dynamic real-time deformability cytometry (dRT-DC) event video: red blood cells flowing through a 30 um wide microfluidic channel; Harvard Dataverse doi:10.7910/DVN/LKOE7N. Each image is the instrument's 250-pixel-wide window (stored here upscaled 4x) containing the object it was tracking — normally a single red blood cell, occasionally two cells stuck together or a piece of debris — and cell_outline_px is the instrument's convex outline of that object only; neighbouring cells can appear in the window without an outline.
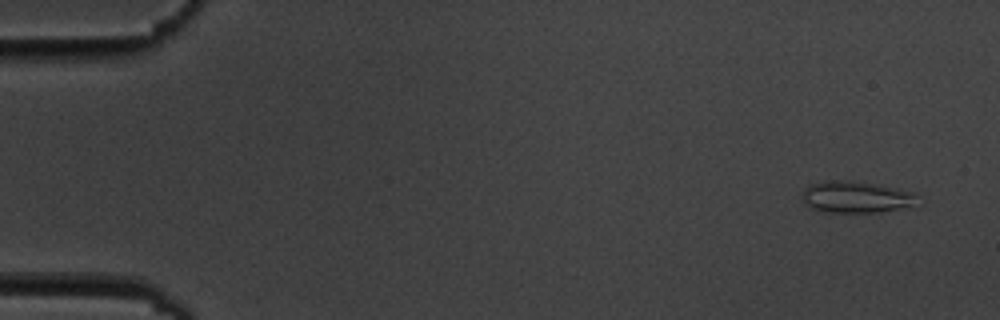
{"species": "common noctule bat (a hibernating species)", "species_latin": "Nyctalus noctula", "temperature_condition": "cold", "stored_images_in_passage": 5, "camera_frame_rate_fps": 3000, "um_per_image_px": 0.085, "animal": {"sex": "male", "body_mass_g": 19.5, "forearm_length_mm": 54.6}, "frame": {"image": 1, "passage_image": 1, "time_ms": 0.0, "image_size_px": [1000, 320], "cell_outline_px": [[916, 196], [908, 204], [896, 208], [880, 212], [824, 212], [812, 208], [804, 200], [804, 192], [808, 184], [824, 180], [848, 180], [896, 188], [916, 192]], "centroid_in_image_um": [72.66, 16.72], "position_along_channel_um": 12.3, "area_um2": 20.52}}
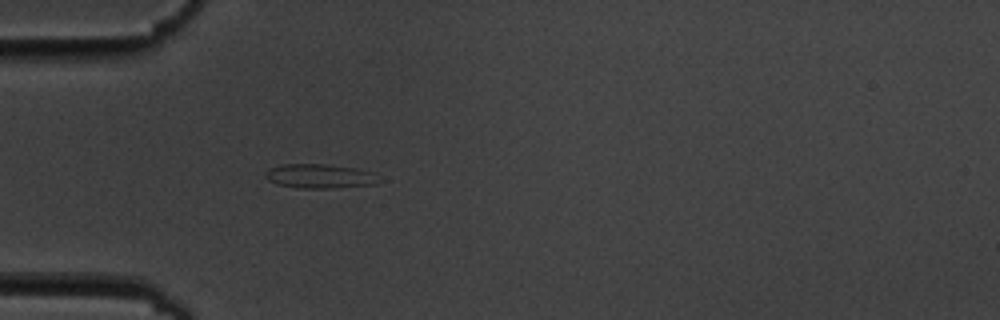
{"frame": {"image": 2, "passage_image": 5, "time_ms": 4.667, "image_size_px": [1000, 320], "cell_outline_px": [[376, 184], [328, 188], [300, 188], [276, 184], [268, 180], [264, 176], [264, 172], [268, 168], [284, 164], [324, 164], [356, 168], [372, 172]], "centroid_in_image_um": [27.05, 14.96], "position_along_channel_um": 57.9, "area_um2": 15.78}}